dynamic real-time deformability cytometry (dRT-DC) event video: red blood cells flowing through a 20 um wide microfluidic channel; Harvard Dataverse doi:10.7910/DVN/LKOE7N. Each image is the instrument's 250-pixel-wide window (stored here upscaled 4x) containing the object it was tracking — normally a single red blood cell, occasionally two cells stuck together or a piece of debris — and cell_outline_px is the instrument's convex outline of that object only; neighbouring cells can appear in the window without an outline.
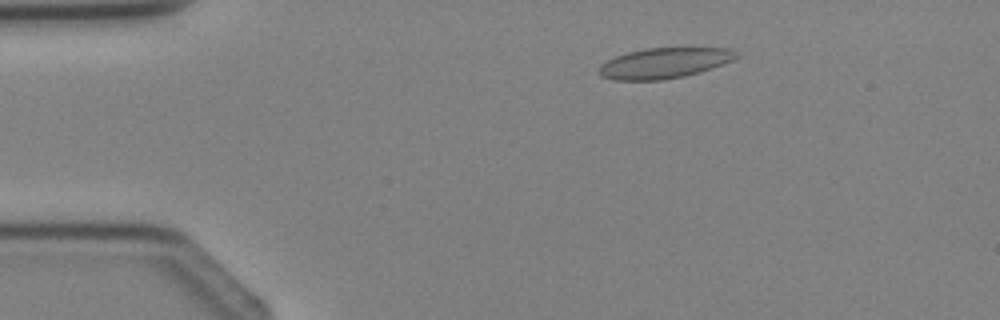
{"species": "Egyptian fruit bat (a non-hibernating species)", "species_latin": "Rousettus aegyptiacus", "temperature_condition": "cold", "stored_images_in_passage": 3, "camera_frame_rate_fps": 3000, "um_per_image_px": 0.085, "animal": {"sex": "female"}, "frame": {"image": 1, "passage_image": 2, "time_ms": 1.0, "image_size_px": [1000, 320], "cell_outline_px": [[740, 56], [732, 60], [712, 68], [700, 72], [684, 76], [660, 80], [616, 80], [600, 76], [600, 64], [616, 56], [628, 52], [648, 48], [728, 48], [736, 52]], "centroid_in_image_um": [56.47, 5.36], "position_along_channel_um": 28.5, "area_um2": 24.16}}